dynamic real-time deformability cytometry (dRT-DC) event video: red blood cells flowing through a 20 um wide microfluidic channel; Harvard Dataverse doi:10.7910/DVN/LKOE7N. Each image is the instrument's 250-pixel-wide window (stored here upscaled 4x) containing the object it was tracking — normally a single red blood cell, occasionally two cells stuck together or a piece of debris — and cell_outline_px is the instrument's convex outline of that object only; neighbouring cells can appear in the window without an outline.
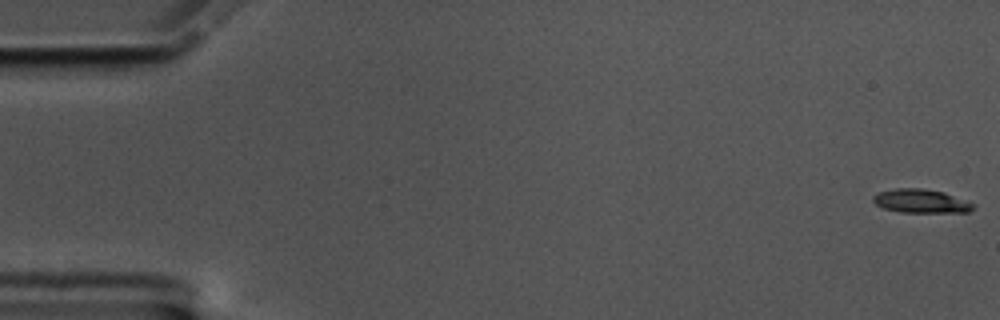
{"species": "common noctule bat (a hibernating species)", "species_latin": "Nyctalus noctula", "temperature_condition": "cold", "stored_images_in_passage": 58, "camera_frame_rate_fps": 3000, "um_per_image_px": 0.085, "animal": {"sex": "male", "body_mass_g": 17.5, "forearm_length_mm": 52.3}, "frame": {"image": 1, "passage_image": 1, "time_ms": 0.0, "image_size_px": [1000, 320], "cell_outline_px": [[976, 208], [968, 212], [900, 212], [884, 208], [876, 204], [872, 200], [872, 196], [880, 192], [896, 188], [924, 188], [944, 192], [976, 204]], "centroid_in_image_um": [78.32, 17.09], "position_along_channel_um": 6.7, "area_um2": 13.87}}
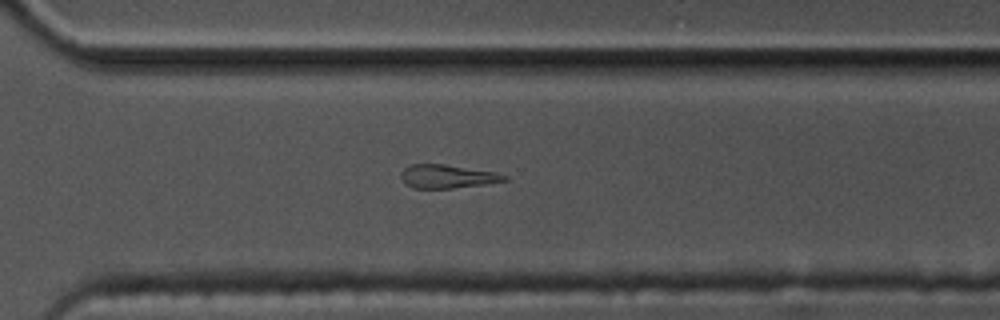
{"frame": {"image": 2, "passage_image": 41, "time_ms": 13.333, "image_size_px": [1000, 320], "cell_outline_px": [[508, 180], [484, 184], [452, 188], [412, 188], [400, 176], [400, 172], [404, 168], [412, 164], [444, 164], [496, 172], [508, 176]], "centroid_in_image_um": [38.03, 14.99], "position_along_channel_um": 332.6, "area_um2": 14.05}}
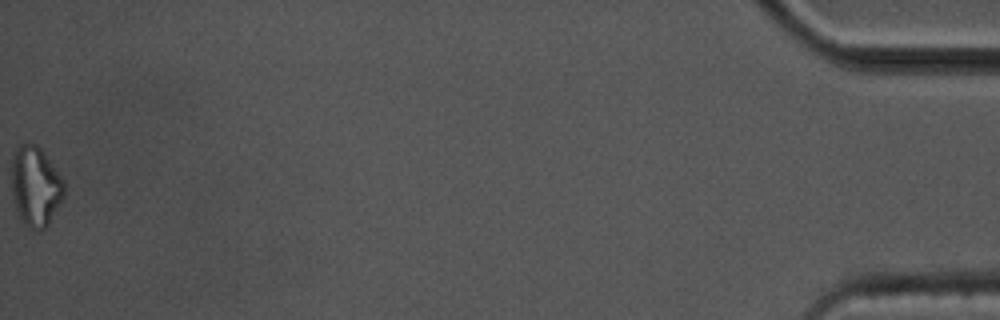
{"frame": {"image": 3, "passage_image": 58, "time_ms": 19.0, "image_size_px": [1000, 320], "cell_outline_px": [[64, 196], [60, 204], [48, 224], [44, 228], [32, 228], [24, 224], [16, 208], [12, 196], [12, 156], [20, 144], [36, 144], [40, 148], [64, 180]], "centroid_in_image_um": [3.02, 15.82], "position_along_channel_um": 432.2, "area_um2": 24.04}}